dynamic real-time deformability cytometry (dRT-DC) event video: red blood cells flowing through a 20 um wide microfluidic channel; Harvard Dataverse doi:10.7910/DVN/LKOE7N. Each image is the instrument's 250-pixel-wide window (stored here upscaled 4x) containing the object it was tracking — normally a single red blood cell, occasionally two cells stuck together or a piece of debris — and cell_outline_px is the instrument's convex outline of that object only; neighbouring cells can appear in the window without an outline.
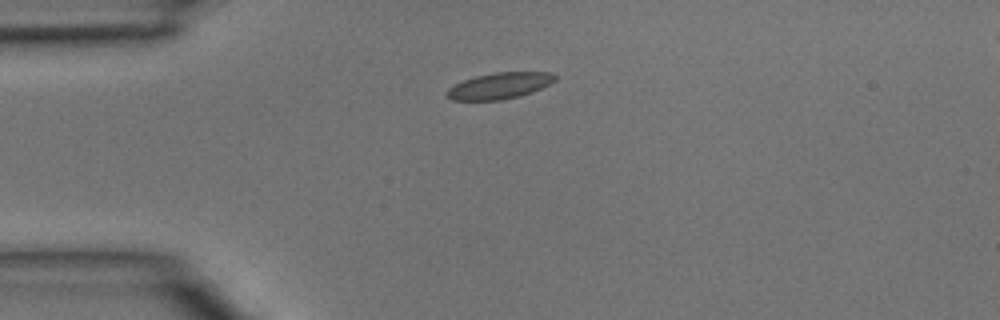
{"species": "common noctule bat (a hibernating species)", "species_latin": "Nyctalus noctula", "temperature_condition": "room temperature", "stored_images_in_passage": 1, "camera_frame_rate_fps": 3000, "um_per_image_px": 0.085, "animal": {"sex": "male", "body_mass_g": 15.6}, "frame": {"image": 1, "passage_image": 1, "time_ms": 0.0, "image_size_px": [1000, 320], "cell_outline_px": [[556, 80], [532, 92], [500, 100], [452, 100], [448, 96], [448, 88], [464, 80], [476, 76], [496, 72], [552, 72], [556, 76]], "centroid_in_image_um": [42.48, 7.28], "position_along_channel_um": 42.5, "area_um2": 16.18}}